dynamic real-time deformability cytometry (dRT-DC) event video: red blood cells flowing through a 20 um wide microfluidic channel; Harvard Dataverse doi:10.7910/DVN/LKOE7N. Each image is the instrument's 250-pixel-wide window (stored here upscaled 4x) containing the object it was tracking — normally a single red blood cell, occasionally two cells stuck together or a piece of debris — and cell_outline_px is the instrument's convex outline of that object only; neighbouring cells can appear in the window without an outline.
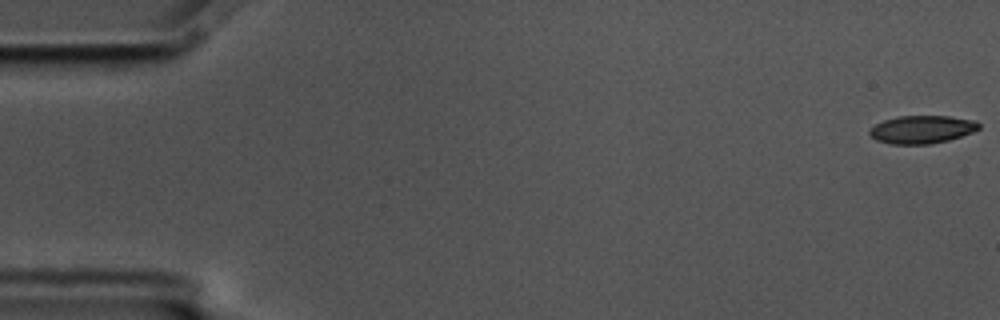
{"species": "common noctule bat (a hibernating species)", "species_latin": "Nyctalus noctula", "temperature_condition": "cold", "stored_images_in_passage": 55, "camera_frame_rate_fps": 3000, "um_per_image_px": 0.085, "animal": {"sex": "male", "body_mass_g": 17.5, "forearm_length_mm": 52.3}, "frame": {"image": 1, "passage_image": 1, "time_ms": 0.0, "image_size_px": [1000, 320], "cell_outline_px": [[980, 128], [972, 132], [948, 140], [928, 144], [888, 144], [876, 140], [868, 132], [876, 124], [884, 120], [896, 116], [948, 116], [976, 120], [980, 124]], "centroid_in_image_um": [78.36, 11.0], "position_along_channel_um": 6.6, "area_um2": 17.74}}
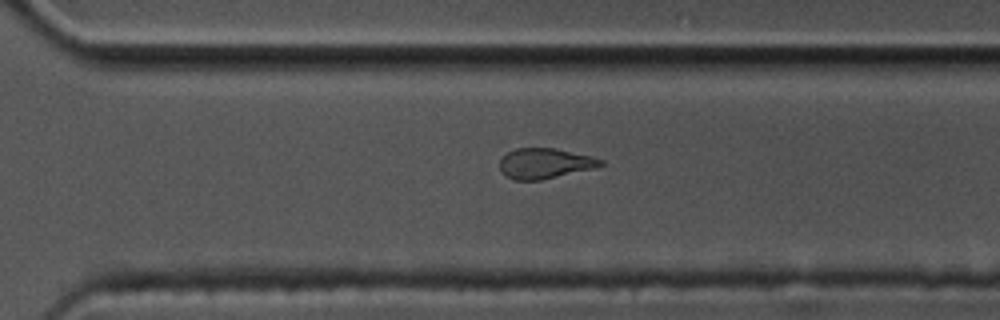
{"frame": {"image": 2, "passage_image": 41, "time_ms": 13.333, "image_size_px": [1000, 320], "cell_outline_px": [[604, 164], [592, 168], [540, 180], [516, 180], [504, 176], [500, 168], [500, 160], [508, 152], [516, 148], [556, 148], [592, 156], [604, 160]], "centroid_in_image_um": [46.29, 13.88], "position_along_channel_um": 324.3, "area_um2": 17.69}}
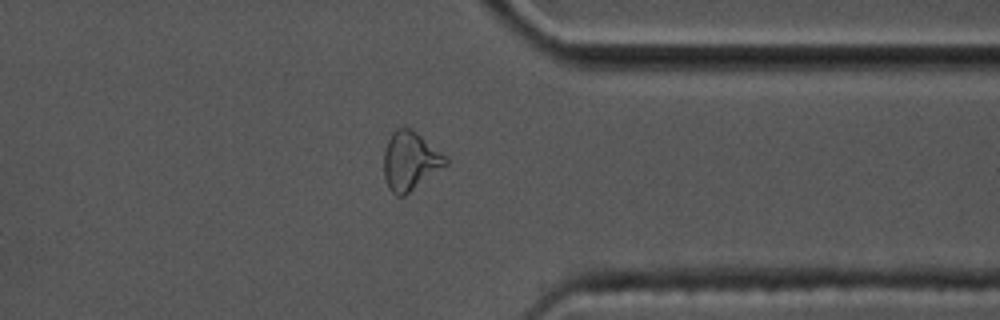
{"frame": {"image": 3, "passage_image": 46, "time_ms": 15.0, "image_size_px": [1000, 320], "cell_outline_px": [[448, 164], [404, 196], [396, 196], [388, 188], [384, 176], [384, 148], [392, 132], [396, 128], [408, 128], [416, 132], [440, 152], [448, 160]], "centroid_in_image_um": [34.83, 13.7], "position_along_channel_um": 376.6, "area_um2": 20.81}}